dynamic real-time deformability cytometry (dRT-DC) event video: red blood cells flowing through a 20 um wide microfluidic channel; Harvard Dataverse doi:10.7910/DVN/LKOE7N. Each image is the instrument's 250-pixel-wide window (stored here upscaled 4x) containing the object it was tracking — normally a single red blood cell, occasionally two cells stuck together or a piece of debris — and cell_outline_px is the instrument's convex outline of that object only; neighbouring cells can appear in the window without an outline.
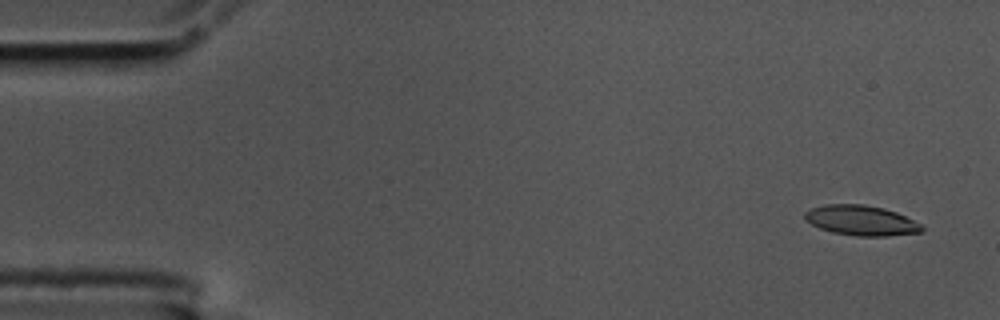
{"species": "common noctule bat (a hibernating species)", "species_latin": "Nyctalus noctula", "temperature_condition": "cold", "stored_images_in_passage": 57, "camera_frame_rate_fps": 3000, "um_per_image_px": 0.085, "animal": {"sex": "male", "body_mass_g": 17.5, "forearm_length_mm": 52.3}, "frame": {"image": 1, "passage_image": 3, "time_ms": 0.667, "image_size_px": [1000, 320], "cell_outline_px": [[924, 232], [888, 236], [856, 236], [832, 232], [820, 228], [804, 220], [804, 212], [812, 208], [828, 204], [860, 204], [884, 208], [896, 212], [920, 224], [924, 228]], "centroid_in_image_um": [73.2, 18.74], "position_along_channel_um": 11.8, "area_um2": 20.46}}
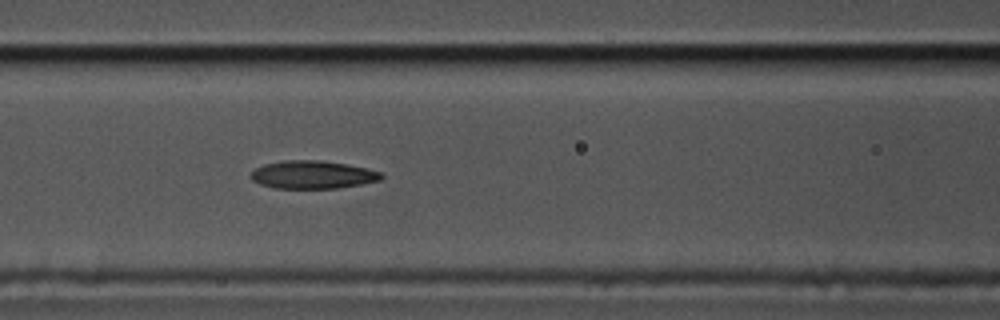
{"frame": {"image": 2, "passage_image": 24, "time_ms": 7.667, "image_size_px": [1000, 320], "cell_outline_px": [[384, 176], [380, 180], [340, 188], [276, 188], [260, 184], [252, 180], [248, 176], [256, 168], [264, 164], [284, 160], [320, 160], [348, 164], [368, 168], [380, 172]], "centroid_in_image_um": [26.57, 14.84], "position_along_channel_um": 140.0, "area_um2": 21.33}}
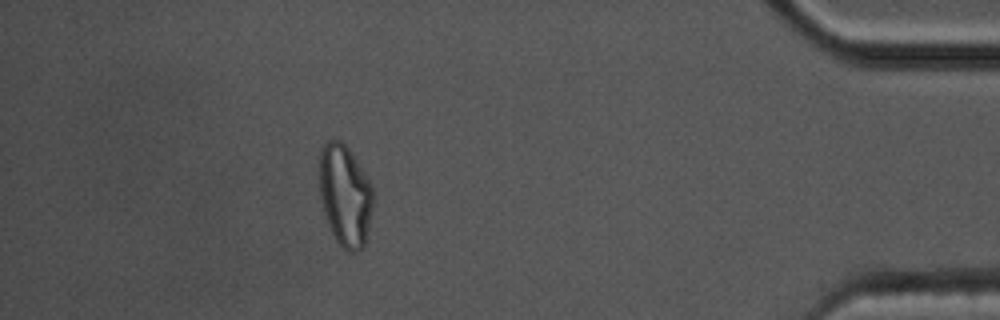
{"frame": {"image": 3, "passage_image": 51, "time_ms": 16.667, "image_size_px": [1000, 320], "cell_outline_px": [[372, 208], [364, 244], [356, 252], [348, 252], [336, 240], [328, 224], [324, 212], [320, 196], [320, 152], [324, 144], [332, 136], [340, 140], [348, 148], [356, 160], [368, 180], [372, 188]], "centroid_in_image_um": [29.3, 16.58], "position_along_channel_um": 405.9, "area_um2": 31.27}, "authors_computed_cell_mechanics": {"area_um2": 21.6172, "velocity_mm_per_s": 3.5129, "shape_relaxation_time_tau1_ms": 5.6489, "shape_relaxation_time_tau2_ms": 5.2889, "deformation_change_tau1": 0.1835, "deformation_change_tau2": 0.1496}}